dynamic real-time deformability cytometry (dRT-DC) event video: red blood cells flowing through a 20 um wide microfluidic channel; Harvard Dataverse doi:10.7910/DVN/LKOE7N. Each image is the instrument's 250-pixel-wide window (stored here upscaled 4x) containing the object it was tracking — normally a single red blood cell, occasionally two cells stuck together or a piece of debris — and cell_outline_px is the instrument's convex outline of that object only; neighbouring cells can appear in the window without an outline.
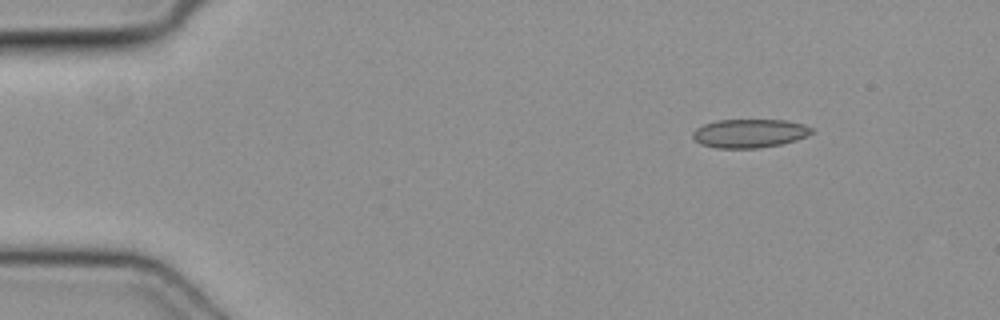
{"species": "common noctule bat (a hibernating species)", "species_latin": "Nyctalus noctula", "temperature_condition": "cold", "stored_images_in_passage": 43, "camera_frame_rate_fps": 3000, "um_per_image_px": 0.085, "animal": {"sex": "female", "body_mass_g": 19.3, "forearm_length_mm": 54.1}, "frame": {"image": 1, "passage_image": 1, "time_ms": 0.0, "image_size_px": [1000, 320], "cell_outline_px": [[812, 132], [808, 136], [796, 140], [780, 144], [756, 148], [716, 148], [700, 144], [692, 136], [692, 132], [696, 128], [704, 124], [716, 120], [784, 120], [804, 124], [812, 128]], "centroid_in_image_um": [63.69, 11.33], "position_along_channel_um": 21.3, "area_um2": 19.83}}
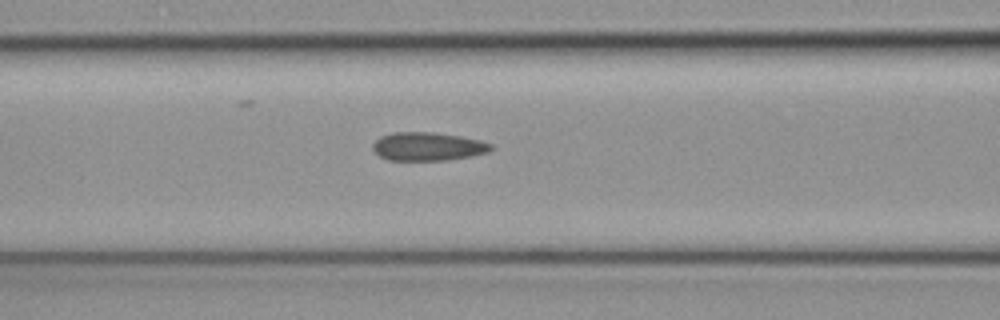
{"frame": {"image": 2, "passage_image": 15, "time_ms": 4.667, "image_size_px": [1000, 320], "cell_outline_px": [[492, 148], [488, 152], [472, 156], [444, 160], [388, 160], [380, 156], [372, 148], [372, 144], [380, 136], [392, 132], [432, 132], [460, 136], [480, 140], [492, 144]], "centroid_in_image_um": [36.35, 12.44], "position_along_channel_um": 130.3, "area_um2": 19.54}}
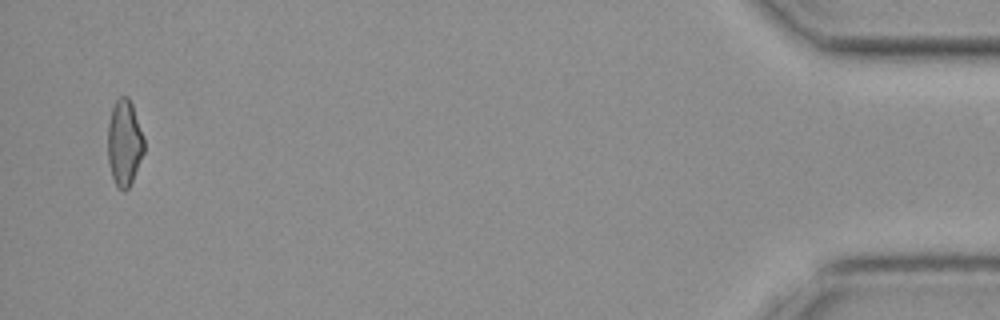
{"frame": {"image": 3, "passage_image": 42, "time_ms": 13.667, "image_size_px": [1000, 320], "cell_outline_px": [[144, 152], [132, 180], [128, 188], [124, 192], [116, 184], [112, 176], [108, 160], [108, 120], [112, 108], [116, 100], [120, 96], [128, 96], [132, 104], [144, 140]], "centroid_in_image_um": [10.56, 12.12], "position_along_channel_um": 424.6, "area_um2": 17.98}}